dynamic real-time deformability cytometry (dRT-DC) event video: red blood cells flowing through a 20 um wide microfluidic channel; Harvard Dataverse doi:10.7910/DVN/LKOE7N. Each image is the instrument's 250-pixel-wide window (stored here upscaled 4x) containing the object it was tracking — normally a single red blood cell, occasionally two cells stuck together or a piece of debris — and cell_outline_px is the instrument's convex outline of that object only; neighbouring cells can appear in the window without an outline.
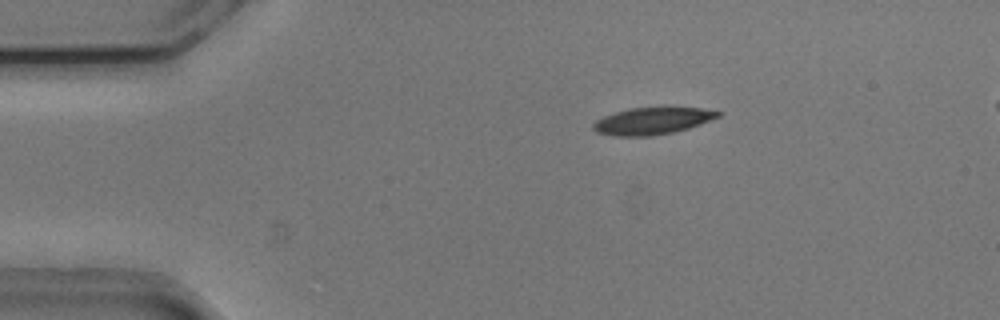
{"species": "common noctule bat (a hibernating species)", "species_latin": "Nyctalus noctula", "temperature_condition": "cold", "stored_images_in_passage": 55, "segment_of_instrument_passage": [1, 2], "camera_frame_rate_fps": 3000, "um_per_image_px": 0.085, "animal": {"sex": "male", "body_mass_g": 20.5, "forearm_length_mm": 52.5}, "frame": {"image": 1, "passage_image": 10, "time_ms": 3.0, "image_size_px": [1000, 320], "cell_outline_px": [[720, 116], [700, 124], [688, 128], [672, 132], [652, 136], [616, 136], [596, 132], [592, 128], [592, 124], [596, 120], [604, 116], [616, 112], [632, 108], [668, 104], [672, 104], [700, 108], [720, 112]], "centroid_in_image_um": [55.47, 10.23], "position_along_channel_um": 29.5, "area_um2": 20.29}}
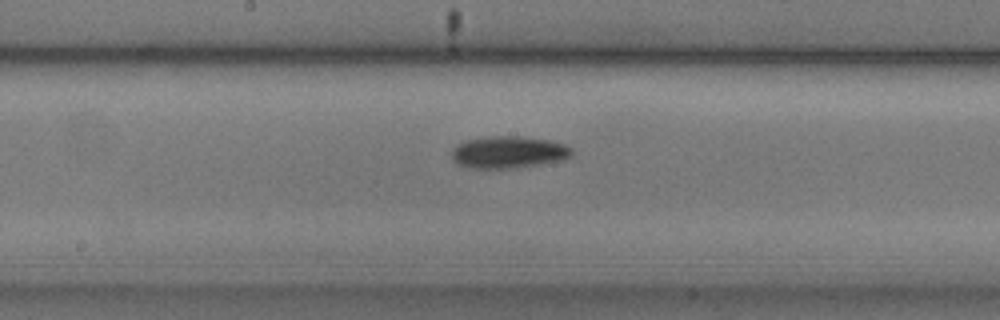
{"frame": {"image": 2, "passage_image": 28, "time_ms": 9.0, "image_size_px": [1000, 320], "cell_outline_px": [[572, 156], [560, 160], [540, 164], [512, 168], [472, 168], [456, 164], [452, 160], [452, 148], [456, 144], [464, 140], [492, 136], [520, 136], [552, 140], [564, 144], [572, 148]], "centroid_in_image_um": [43.19, 12.92], "position_along_channel_um": 205.0, "area_um2": 22.6}}
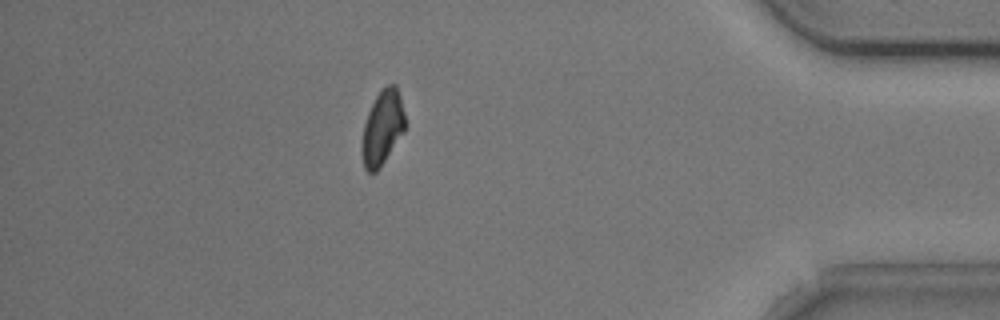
{"frame": {"image": 3, "passage_image": 47, "time_ms": 15.333, "image_size_px": [1000, 320], "cell_outline_px": [[404, 132], [380, 168], [376, 172], [368, 172], [364, 168], [360, 148], [360, 144], [364, 124], [368, 112], [380, 88], [388, 84], [396, 84], [400, 96], [404, 112]], "centroid_in_image_um": [32.48, 10.86], "position_along_channel_um": 402.7, "area_um2": 18.96}}